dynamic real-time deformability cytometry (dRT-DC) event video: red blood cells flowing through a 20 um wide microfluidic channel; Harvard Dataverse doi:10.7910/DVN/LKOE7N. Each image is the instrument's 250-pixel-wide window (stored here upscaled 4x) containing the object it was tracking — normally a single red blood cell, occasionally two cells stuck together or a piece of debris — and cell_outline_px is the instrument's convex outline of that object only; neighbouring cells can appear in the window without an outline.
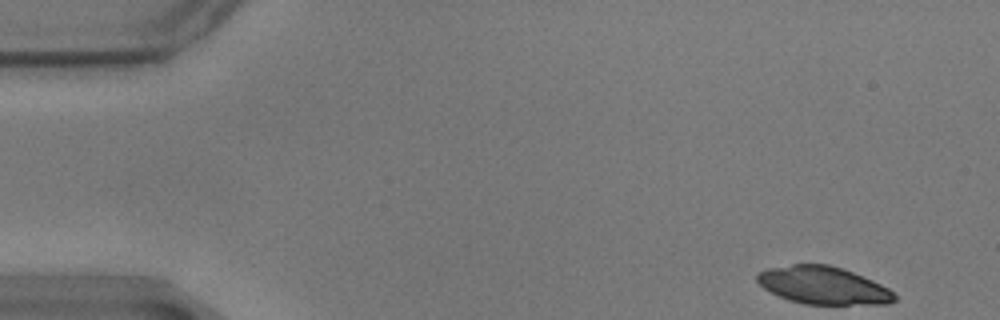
{"species": "common noctule bat (a hibernating species)", "species_latin": "Nyctalus noctula", "temperature_condition": "warm", "stored_images_in_passage": 17, "camera_frame_rate_fps": 3000, "um_per_image_px": 0.085, "animal": {"sex": "male", "body_mass_g": 17.9}, "frame": {"image": 1, "passage_image": 1, "time_ms": 0.0, "image_size_px": [1000, 320], "cell_outline_px": [[896, 300], [888, 304], [804, 304], [788, 300], [764, 288], [756, 280], [756, 276], [760, 272], [768, 268], [792, 264], [828, 264], [852, 272], [872, 280], [888, 288], [896, 296]], "centroid_in_image_um": [69.97, 24.26], "position_along_channel_um": 15.0, "area_um2": 29.88}}